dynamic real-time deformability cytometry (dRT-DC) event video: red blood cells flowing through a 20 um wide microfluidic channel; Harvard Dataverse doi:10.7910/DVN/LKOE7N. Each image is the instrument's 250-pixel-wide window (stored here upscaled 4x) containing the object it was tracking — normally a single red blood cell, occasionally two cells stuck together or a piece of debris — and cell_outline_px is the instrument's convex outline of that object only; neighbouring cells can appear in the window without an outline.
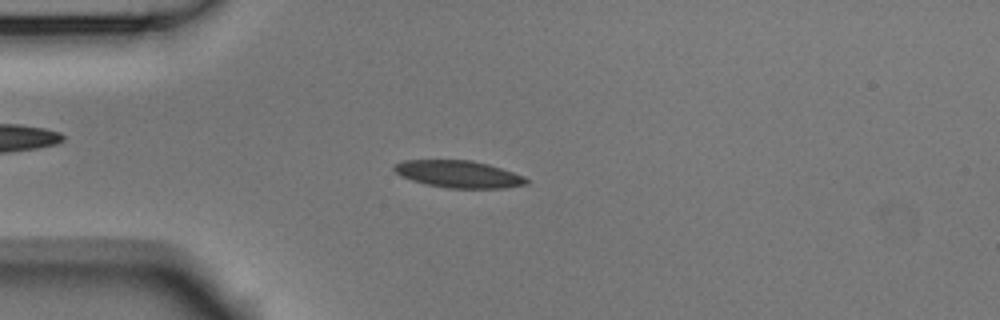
{"species": "Egyptian fruit bat (a non-hibernating species)", "species_latin": "Rousettus aegyptiacus", "temperature_condition": "room temperature", "stored_images_in_passage": 52, "camera_frame_rate_fps": 3000, "um_per_image_px": 0.085, "animal": {"sex": "male"}, "frame": {"image": 1, "passage_image": 12, "time_ms": 3.667, "image_size_px": [1000, 320], "cell_outline_px": [[528, 184], [504, 188], [448, 188], [424, 184], [400, 176], [392, 168], [392, 164], [404, 160], [472, 160], [488, 164], [524, 176], [528, 180]], "centroid_in_image_um": [38.94, 14.8], "position_along_channel_um": 46.1, "area_um2": 20.98}}
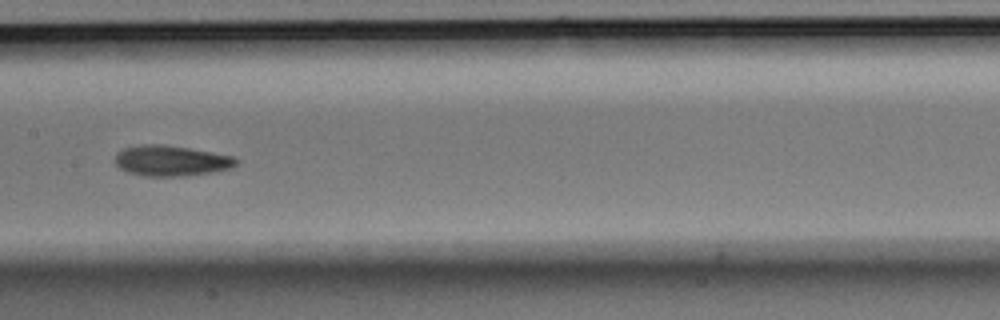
{"frame": {"image": 2, "passage_image": 25, "time_ms": 8.0, "image_size_px": [1000, 320], "cell_outline_px": [[240, 160], [232, 168], [212, 172], [184, 176], [144, 176], [128, 172], [120, 168], [116, 164], [116, 152], [124, 148], [144, 144], [164, 144], [236, 156]], "centroid_in_image_um": [14.58, 13.66], "position_along_channel_um": 192.8, "area_um2": 21.68}}
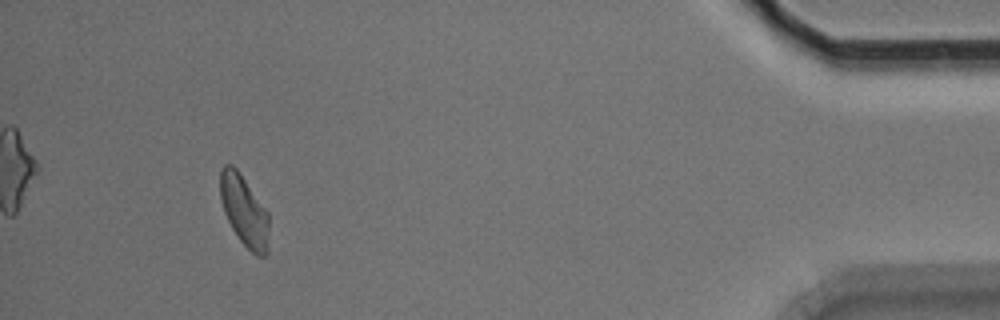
{"frame": {"image": 3, "passage_image": 48, "time_ms": 15.667, "image_size_px": [1000, 320], "cell_outline_px": [[268, 252], [264, 256], [256, 256], [240, 240], [232, 228], [224, 212], [220, 196], [220, 168], [224, 164], [232, 164], [240, 172], [268, 212]], "centroid_in_image_um": [20.75, 17.89], "position_along_channel_um": 414.4, "area_um2": 20.11}, "authors_computed_cell_mechanics": {"area_um2": 20.6057, "velocity_mm_per_s": 3.7463, "shape_relaxation_time_tau1_ms": 6.1931, "shape_relaxation_time_tau2_ms": 5.2332, "deformation_change_tau1": 0.123, "deformation_change_tau2": 0.1039}}